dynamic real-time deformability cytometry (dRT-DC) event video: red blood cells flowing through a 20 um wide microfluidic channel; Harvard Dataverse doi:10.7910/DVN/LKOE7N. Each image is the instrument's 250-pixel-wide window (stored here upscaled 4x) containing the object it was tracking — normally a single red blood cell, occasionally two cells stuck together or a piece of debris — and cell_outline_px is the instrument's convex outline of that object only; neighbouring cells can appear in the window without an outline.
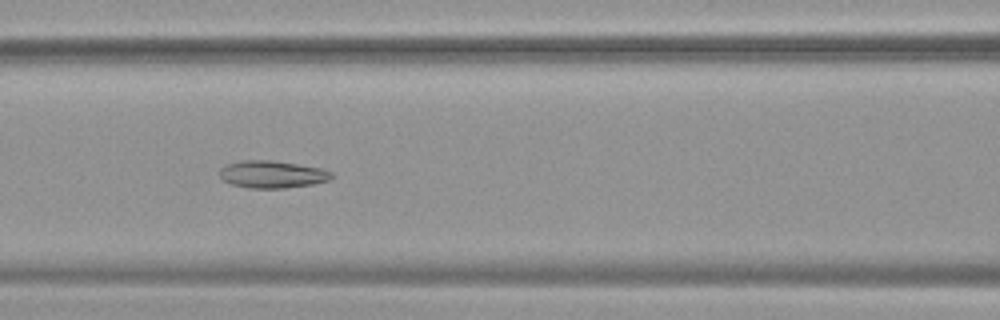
{"species": "common noctule bat (a hibernating species)", "species_latin": "Nyctalus noctula", "temperature_condition": "warm", "stored_images_in_passage": 41, "camera_frame_rate_fps": 3000, "um_per_image_px": 0.085, "animal": {"sex": "female", "body_mass_g": 19.9}, "frame": {"image": 1, "passage_image": 11, "time_ms": 3.333, "image_size_px": [1000, 320], "cell_outline_px": [[332, 180], [312, 184], [284, 188], [248, 188], [232, 184], [224, 180], [220, 176], [220, 168], [228, 164], [240, 160], [272, 160], [324, 168], [332, 172]], "centroid_in_image_um": [23.17, 14.81], "position_along_channel_um": 143.4, "area_um2": 17.92}}
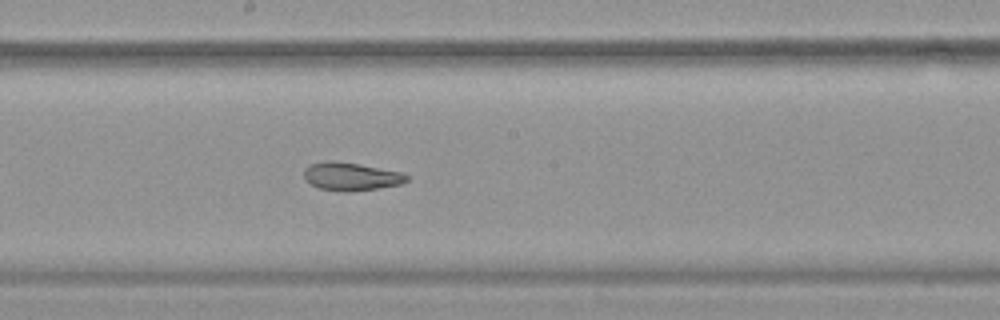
{"frame": {"image": 2, "passage_image": 17, "time_ms": 5.333, "image_size_px": [1000, 320], "cell_outline_px": [[408, 180], [400, 184], [380, 188], [348, 192], [344, 192], [316, 188], [304, 180], [304, 168], [312, 164], [328, 160], [332, 160], [360, 164], [400, 172], [408, 176]], "centroid_in_image_um": [29.79, 15.01], "position_along_channel_um": 218.4, "area_um2": 16.94}}
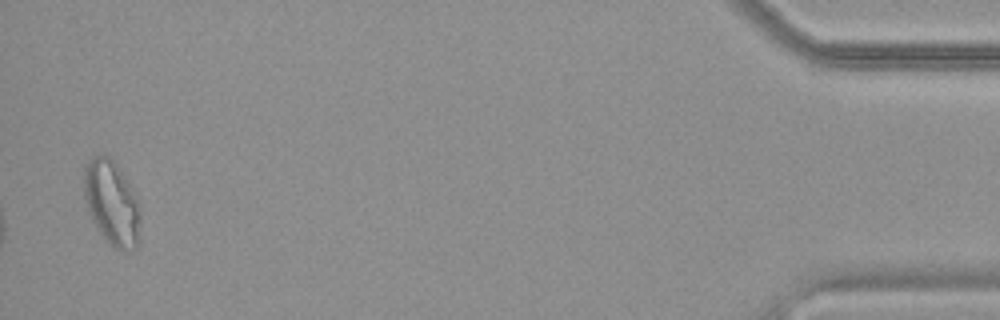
{"frame": {"image": 3, "passage_image": 40, "time_ms": 13.0, "image_size_px": [1000, 320], "cell_outline_px": [[140, 244], [136, 248], [124, 252], [112, 248], [104, 240], [92, 220], [88, 212], [84, 200], [84, 164], [92, 156], [108, 156], [120, 168], [140, 200]], "centroid_in_image_um": [9.53, 17.3], "position_along_channel_um": 425.7, "area_um2": 28.78}, "authors_computed_cell_mechanics": {"area_um2": 19.1318, "velocity_mm_per_s": 3.757, "shape_relaxation_time_tau1_ms": null, "shape_relaxation_time_tau2_ms": 1.9389, "deformation_change_tau1": null, "deformation_change_tau2": 0.083}}